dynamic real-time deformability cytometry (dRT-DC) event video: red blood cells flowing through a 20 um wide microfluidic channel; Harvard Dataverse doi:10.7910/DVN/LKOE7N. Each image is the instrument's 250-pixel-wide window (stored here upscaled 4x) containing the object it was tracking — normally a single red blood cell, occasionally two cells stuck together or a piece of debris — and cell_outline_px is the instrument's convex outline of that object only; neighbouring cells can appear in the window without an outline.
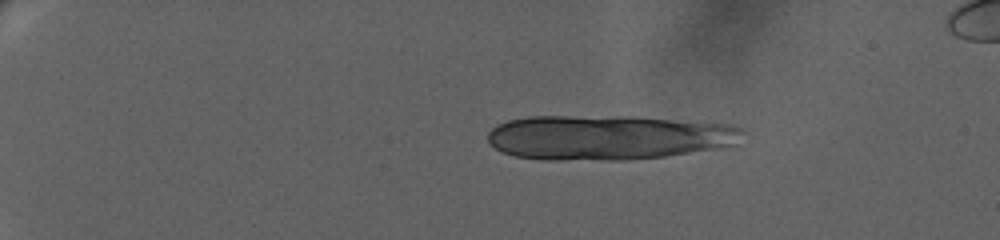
{"species": "human", "species_latin": "Homo sapiens", "temperature_condition": "warm", "stored_images_in_passage": 16, "camera_frame_rate_fps": 3000, "um_per_image_px": 0.085, "donor": {"sex": "female"}, "frame": {"image": 1, "passage_image": 2, "time_ms": 0.333, "image_size_px": [1000, 240], "cell_outline_px": [[744, 132], [736, 144], [664, 156], [620, 160], [544, 160], [516, 156], [504, 152], [496, 148], [488, 140], [488, 132], [496, 124], [508, 120], [528, 116], [636, 116], [728, 124], [744, 128]], "centroid_in_image_um": [51.64, 11.66], "position_along_channel_um": 33.4, "area_um2": 66.53}}